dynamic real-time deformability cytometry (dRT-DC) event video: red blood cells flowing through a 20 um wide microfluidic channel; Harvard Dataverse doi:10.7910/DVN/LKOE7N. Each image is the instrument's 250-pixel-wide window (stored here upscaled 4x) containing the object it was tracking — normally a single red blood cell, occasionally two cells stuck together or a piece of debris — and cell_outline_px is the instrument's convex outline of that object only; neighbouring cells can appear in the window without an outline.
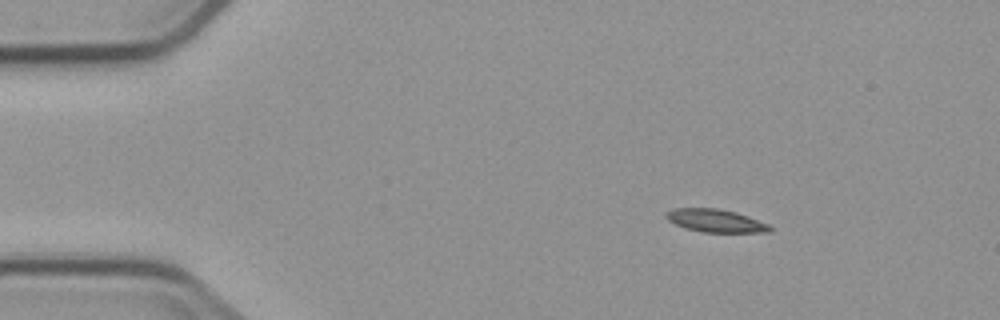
{"species": "common noctule bat (a hibernating species)", "species_latin": "Nyctalus noctula", "temperature_condition": "cold", "stored_images_in_passage": 5, "camera_frame_rate_fps": 3000, "um_per_image_px": 0.085, "animal": {"sex": "male", "body_mass_g": 23.1, "forearm_length_mm": 52.7}, "frame": {"image": 1, "passage_image": 2, "time_ms": 1.0, "image_size_px": [1000, 320], "cell_outline_px": [[772, 232], [704, 232], [684, 228], [668, 220], [664, 216], [664, 212], [672, 208], [716, 208], [736, 212], [748, 216], [768, 224], [772, 228]], "centroid_in_image_um": [60.79, 18.75], "position_along_channel_um": 24.2, "area_um2": 13.93}}
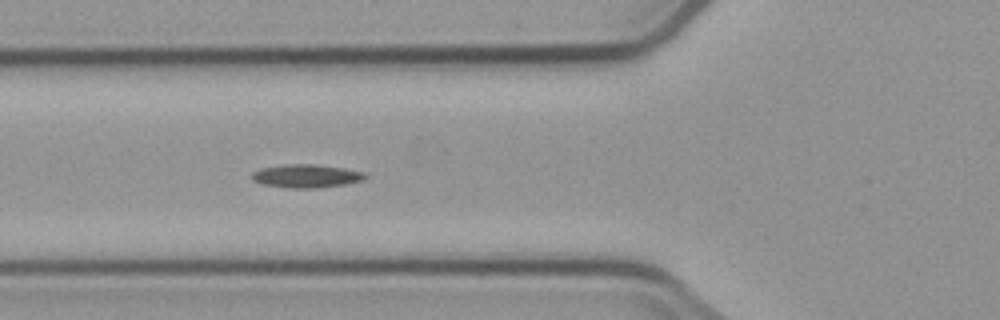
{"frame": {"image": 2, "passage_image": 5, "time_ms": 5.0, "image_size_px": [1000, 320], "cell_outline_px": [[368, 176], [364, 180], [344, 184], [316, 188], [288, 188], [264, 184], [252, 180], [252, 172], [260, 168], [284, 164], [316, 164], [344, 168], [364, 172]], "centroid_in_image_um": [26.04, 14.95], "position_along_channel_um": 99.8, "area_um2": 15.43}}